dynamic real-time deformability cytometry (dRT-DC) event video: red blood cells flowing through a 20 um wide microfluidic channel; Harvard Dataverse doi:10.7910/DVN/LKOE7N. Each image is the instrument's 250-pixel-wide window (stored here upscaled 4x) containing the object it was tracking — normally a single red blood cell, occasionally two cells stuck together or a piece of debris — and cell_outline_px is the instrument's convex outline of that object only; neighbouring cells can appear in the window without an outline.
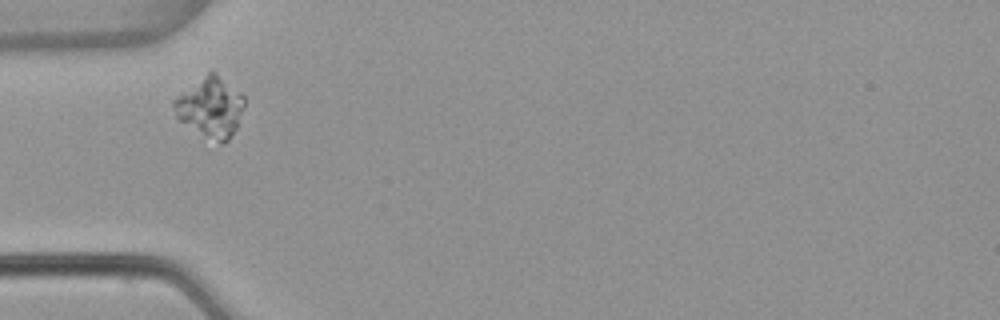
{"species": "common noctule bat (a hibernating species)", "species_latin": "Nyctalus noctula", "temperature_condition": "warm", "stored_images_in_passage": 6, "camera_frame_rate_fps": 3000, "um_per_image_px": 0.085, "animal": {"sex": "female", "body_mass_g": 22.7, "forearm_length_mm": 54.2}, "frame": {"image": 1, "passage_image": 1, "time_ms": 0.0, "image_size_px": [1000, 320], "cell_outline_px": [[244, 104], [236, 128], [228, 140], [224, 144], [220, 144], [180, 120], [176, 116], [172, 104], [172, 100], [212, 68], [240, 92], [244, 96]], "centroid_in_image_um": [17.9, 9.07], "position_along_channel_um": 67.1, "area_um2": 24.28}}
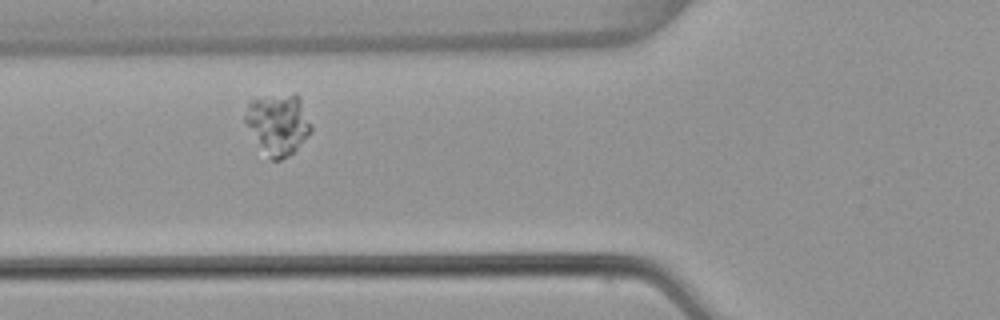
{"frame": {"image": 2, "passage_image": 2, "time_ms": 0.333, "image_size_px": [1000, 320], "cell_outline_px": [[312, 128], [296, 148], [288, 156], [280, 160], [272, 160], [268, 156], [244, 120], [244, 116], [248, 104], [252, 100], [260, 96], [296, 92], [300, 96], [312, 124]], "centroid_in_image_um": [23.66, 10.46], "position_along_channel_um": 102.1, "area_um2": 23.12}}
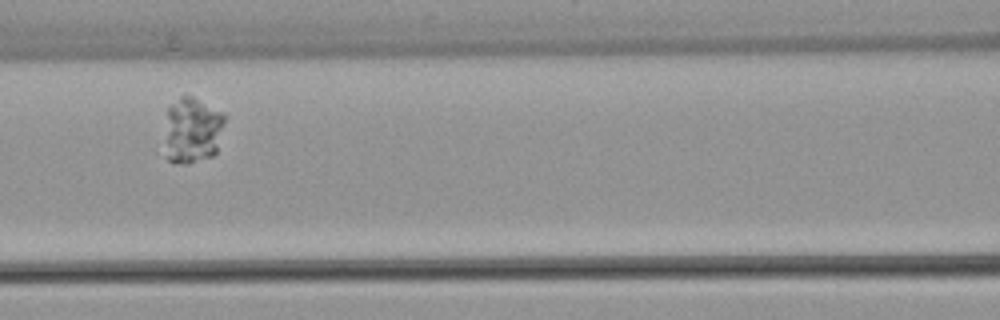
{"frame": {"image": 3, "passage_image": 3, "time_ms": 0.667, "image_size_px": [1000, 320], "cell_outline_px": [[224, 120], [216, 152], [212, 156], [188, 164], [180, 164], [168, 160], [168, 108], [180, 96], [192, 96], [224, 112]], "centroid_in_image_um": [16.41, 11.06], "position_along_channel_um": 150.2, "area_um2": 22.37}}